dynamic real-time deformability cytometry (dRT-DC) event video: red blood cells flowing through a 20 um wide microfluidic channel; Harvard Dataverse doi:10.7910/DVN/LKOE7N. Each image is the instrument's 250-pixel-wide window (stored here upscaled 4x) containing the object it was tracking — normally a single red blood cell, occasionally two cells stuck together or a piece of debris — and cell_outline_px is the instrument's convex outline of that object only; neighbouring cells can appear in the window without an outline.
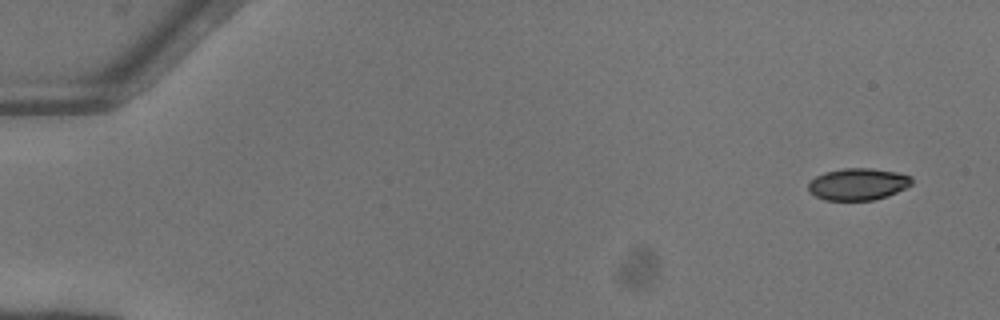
{"species": "common noctule bat (a hibernating species)", "species_latin": "Nyctalus noctula", "temperature_condition": "warm", "stored_images_in_passage": 49, "camera_frame_rate_fps": 3000, "um_per_image_px": 0.085, "animal": {"sex": "female"}, "frame": {"image": 1, "passage_image": 1, "time_ms": 0.0, "image_size_px": [1000, 320], "cell_outline_px": [[912, 184], [888, 196], [872, 200], [824, 200], [808, 192], [808, 184], [816, 176], [824, 172], [844, 168], [872, 168], [896, 172], [912, 176]], "centroid_in_image_um": [72.91, 15.65], "position_along_channel_um": 12.1, "area_um2": 19.25}}
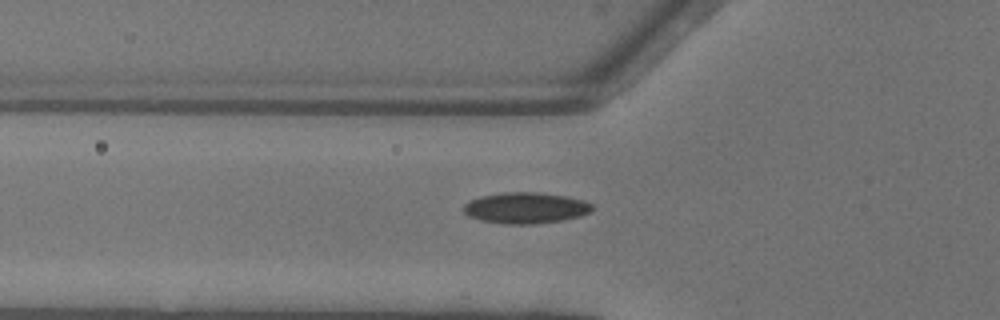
{"frame": {"image": 2, "passage_image": 17, "time_ms": 5.333, "image_size_px": [1000, 320], "cell_outline_px": [[596, 208], [592, 212], [580, 216], [564, 220], [532, 224], [504, 224], [480, 220], [468, 216], [464, 212], [464, 204], [468, 200], [480, 196], [504, 192], [536, 192], [564, 196], [584, 200], [592, 204]], "centroid_in_image_um": [44.69, 17.67], "position_along_channel_um": 81.1, "area_um2": 23.52}}
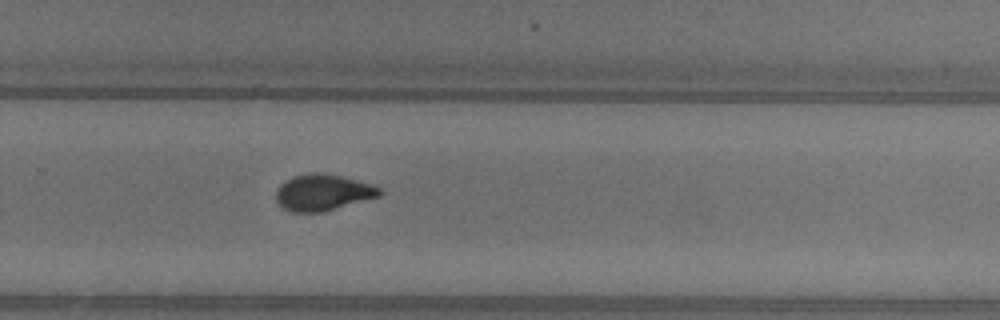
{"frame": {"image": 3, "passage_image": 33, "time_ms": 10.667, "image_size_px": [1000, 320], "cell_outline_px": [[384, 192], [380, 196], [324, 212], [292, 212], [284, 208], [276, 200], [276, 192], [280, 184], [292, 176], [312, 172], [316, 172], [340, 176], [372, 184], [380, 188]], "centroid_in_image_um": [27.45, 16.36], "position_along_channel_um": 302.3, "area_um2": 21.91}, "authors_computed_cell_mechanics": {"area_um2": 21.2126, "velocity_mm_per_s": 4.1394, "shape_relaxation_time_tau1_ms": 5.352, "shape_relaxation_time_tau2_ms": 1.0609, "deformation_change_tau1": 0.1768, "deformation_change_tau2": 0.055}}